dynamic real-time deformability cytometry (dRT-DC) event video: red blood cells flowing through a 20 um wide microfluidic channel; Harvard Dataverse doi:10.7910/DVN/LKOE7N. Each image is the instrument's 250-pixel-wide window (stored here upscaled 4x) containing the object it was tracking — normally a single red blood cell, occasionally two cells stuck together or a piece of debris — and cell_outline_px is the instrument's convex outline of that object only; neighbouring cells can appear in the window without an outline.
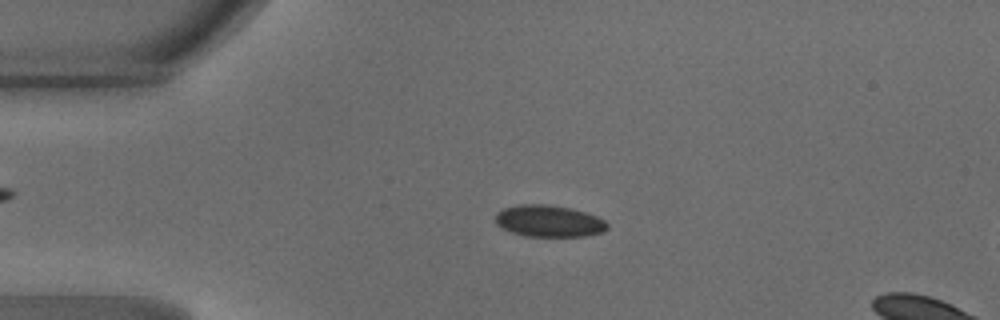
{"species": "common noctule bat (a hibernating species)", "species_latin": "Nyctalus noctula", "temperature_condition": "warm", "stored_images_in_passage": 46, "camera_frame_rate_fps": 3000, "um_per_image_px": 0.085, "animal": {"sex": "male", "body_mass_g": 18.8}, "frame": {"image": 1, "passage_image": 10, "time_ms": 3.0, "image_size_px": [1000, 320], "cell_outline_px": [[608, 228], [600, 232], [584, 236], [524, 236], [500, 228], [496, 224], [496, 212], [504, 208], [516, 204], [548, 204], [572, 208], [596, 216], [604, 220], [608, 224]], "centroid_in_image_um": [46.61, 18.78], "position_along_channel_um": 38.4, "area_um2": 20.75}}
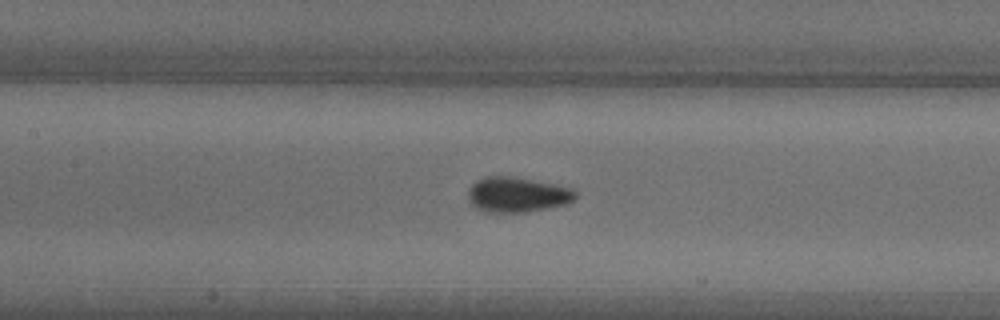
{"frame": {"image": 2, "passage_image": 21, "time_ms": 6.667, "image_size_px": [1000, 320], "cell_outline_px": [[576, 196], [572, 200], [564, 204], [524, 212], [484, 212], [476, 208], [468, 200], [468, 192], [472, 184], [476, 180], [484, 176], [516, 176], [572, 188], [576, 192]], "centroid_in_image_um": [43.91, 16.53], "position_along_channel_um": 163.5, "area_um2": 21.91}}
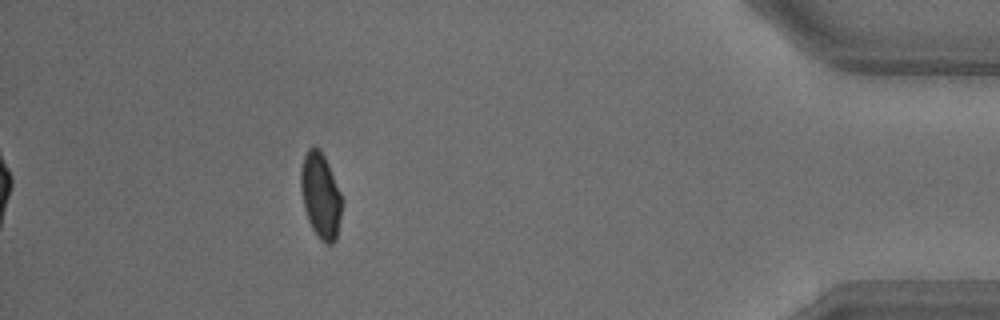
{"frame": {"image": 3, "passage_image": 42, "time_ms": 13.667, "image_size_px": [1000, 320], "cell_outline_px": [[340, 216], [336, 240], [332, 244], [324, 244], [320, 240], [312, 228], [308, 220], [304, 208], [300, 188], [300, 172], [304, 156], [308, 148], [320, 148], [328, 164], [340, 192]], "centroid_in_image_um": [27.22, 16.64], "position_along_channel_um": 408.0, "area_um2": 20.17}}